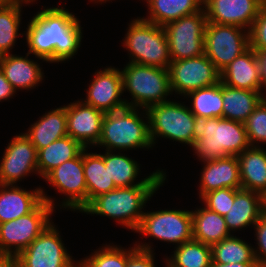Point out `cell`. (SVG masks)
<instances>
[{
	"mask_svg": "<svg viewBox=\"0 0 266 267\" xmlns=\"http://www.w3.org/2000/svg\"><path fill=\"white\" fill-rule=\"evenodd\" d=\"M41 8L44 9L29 20L24 33L28 52L46 63L71 60L81 47L80 21L63 6Z\"/></svg>",
	"mask_w": 266,
	"mask_h": 267,
	"instance_id": "6da1fadb",
	"label": "cell"
},
{
	"mask_svg": "<svg viewBox=\"0 0 266 267\" xmlns=\"http://www.w3.org/2000/svg\"><path fill=\"white\" fill-rule=\"evenodd\" d=\"M201 162L237 156L250 147L245 124L227 118L195 116L193 144Z\"/></svg>",
	"mask_w": 266,
	"mask_h": 267,
	"instance_id": "7a4b0ae2",
	"label": "cell"
},
{
	"mask_svg": "<svg viewBox=\"0 0 266 267\" xmlns=\"http://www.w3.org/2000/svg\"><path fill=\"white\" fill-rule=\"evenodd\" d=\"M163 185H136L116 188L95 197L82 211L114 219L135 232L140 225L146 203Z\"/></svg>",
	"mask_w": 266,
	"mask_h": 267,
	"instance_id": "3957f363",
	"label": "cell"
},
{
	"mask_svg": "<svg viewBox=\"0 0 266 267\" xmlns=\"http://www.w3.org/2000/svg\"><path fill=\"white\" fill-rule=\"evenodd\" d=\"M95 147L117 152L152 148L146 109L126 106L105 113L101 137Z\"/></svg>",
	"mask_w": 266,
	"mask_h": 267,
	"instance_id": "277c9868",
	"label": "cell"
},
{
	"mask_svg": "<svg viewBox=\"0 0 266 267\" xmlns=\"http://www.w3.org/2000/svg\"><path fill=\"white\" fill-rule=\"evenodd\" d=\"M128 25L122 44L129 53V62L168 69L171 57L164 27L141 17L133 19Z\"/></svg>",
	"mask_w": 266,
	"mask_h": 267,
	"instance_id": "5b68a950",
	"label": "cell"
},
{
	"mask_svg": "<svg viewBox=\"0 0 266 267\" xmlns=\"http://www.w3.org/2000/svg\"><path fill=\"white\" fill-rule=\"evenodd\" d=\"M123 92L128 91L131 101L128 107L147 109L167 100L172 95L169 70L153 66H144L128 62L121 70Z\"/></svg>",
	"mask_w": 266,
	"mask_h": 267,
	"instance_id": "8992f818",
	"label": "cell"
},
{
	"mask_svg": "<svg viewBox=\"0 0 266 267\" xmlns=\"http://www.w3.org/2000/svg\"><path fill=\"white\" fill-rule=\"evenodd\" d=\"M173 101L154 104L146 109L149 119V132L152 145L157 138H165L191 146L195 115L188 105Z\"/></svg>",
	"mask_w": 266,
	"mask_h": 267,
	"instance_id": "52a82bcc",
	"label": "cell"
},
{
	"mask_svg": "<svg viewBox=\"0 0 266 267\" xmlns=\"http://www.w3.org/2000/svg\"><path fill=\"white\" fill-rule=\"evenodd\" d=\"M55 210L42 201L31 213L0 224V254L17 256L52 222Z\"/></svg>",
	"mask_w": 266,
	"mask_h": 267,
	"instance_id": "ba28073f",
	"label": "cell"
},
{
	"mask_svg": "<svg viewBox=\"0 0 266 267\" xmlns=\"http://www.w3.org/2000/svg\"><path fill=\"white\" fill-rule=\"evenodd\" d=\"M135 232L180 246L193 239L191 210L160 209L144 212Z\"/></svg>",
	"mask_w": 266,
	"mask_h": 267,
	"instance_id": "9c48e42d",
	"label": "cell"
},
{
	"mask_svg": "<svg viewBox=\"0 0 266 267\" xmlns=\"http://www.w3.org/2000/svg\"><path fill=\"white\" fill-rule=\"evenodd\" d=\"M250 48L249 31L236 26L207 22L204 54L221 72L236 57Z\"/></svg>",
	"mask_w": 266,
	"mask_h": 267,
	"instance_id": "30bf717a",
	"label": "cell"
},
{
	"mask_svg": "<svg viewBox=\"0 0 266 267\" xmlns=\"http://www.w3.org/2000/svg\"><path fill=\"white\" fill-rule=\"evenodd\" d=\"M204 8L183 16L164 26L171 61L193 58L204 54V36L207 25Z\"/></svg>",
	"mask_w": 266,
	"mask_h": 267,
	"instance_id": "8fae6325",
	"label": "cell"
},
{
	"mask_svg": "<svg viewBox=\"0 0 266 267\" xmlns=\"http://www.w3.org/2000/svg\"><path fill=\"white\" fill-rule=\"evenodd\" d=\"M57 228L52 221L21 251L16 256L18 267H77V261L69 254Z\"/></svg>",
	"mask_w": 266,
	"mask_h": 267,
	"instance_id": "7c38bea8",
	"label": "cell"
},
{
	"mask_svg": "<svg viewBox=\"0 0 266 267\" xmlns=\"http://www.w3.org/2000/svg\"><path fill=\"white\" fill-rule=\"evenodd\" d=\"M168 70L172 93L183 97L192 91L220 82V71L205 54L171 61Z\"/></svg>",
	"mask_w": 266,
	"mask_h": 267,
	"instance_id": "4fadbf2b",
	"label": "cell"
},
{
	"mask_svg": "<svg viewBox=\"0 0 266 267\" xmlns=\"http://www.w3.org/2000/svg\"><path fill=\"white\" fill-rule=\"evenodd\" d=\"M65 199L59 202L60 209L81 212L87 206V186L83 169V151L74 159L51 170L44 178ZM62 207V208H61Z\"/></svg>",
	"mask_w": 266,
	"mask_h": 267,
	"instance_id": "5bb4252c",
	"label": "cell"
},
{
	"mask_svg": "<svg viewBox=\"0 0 266 267\" xmlns=\"http://www.w3.org/2000/svg\"><path fill=\"white\" fill-rule=\"evenodd\" d=\"M0 161V184L17 185L31 173L38 175L37 149L24 133L12 138Z\"/></svg>",
	"mask_w": 266,
	"mask_h": 267,
	"instance_id": "9a60e30c",
	"label": "cell"
},
{
	"mask_svg": "<svg viewBox=\"0 0 266 267\" xmlns=\"http://www.w3.org/2000/svg\"><path fill=\"white\" fill-rule=\"evenodd\" d=\"M87 89L86 98L80 100L104 113L115 112L127 106V99L121 97L124 92L119 68L110 66L97 70Z\"/></svg>",
	"mask_w": 266,
	"mask_h": 267,
	"instance_id": "2e32d148",
	"label": "cell"
},
{
	"mask_svg": "<svg viewBox=\"0 0 266 267\" xmlns=\"http://www.w3.org/2000/svg\"><path fill=\"white\" fill-rule=\"evenodd\" d=\"M105 113L81 100L66 105L67 135L84 148L95 147L101 137Z\"/></svg>",
	"mask_w": 266,
	"mask_h": 267,
	"instance_id": "e0dca14e",
	"label": "cell"
},
{
	"mask_svg": "<svg viewBox=\"0 0 266 267\" xmlns=\"http://www.w3.org/2000/svg\"><path fill=\"white\" fill-rule=\"evenodd\" d=\"M264 0H204L207 21L236 25L248 31L258 17Z\"/></svg>",
	"mask_w": 266,
	"mask_h": 267,
	"instance_id": "ac0fdd59",
	"label": "cell"
},
{
	"mask_svg": "<svg viewBox=\"0 0 266 267\" xmlns=\"http://www.w3.org/2000/svg\"><path fill=\"white\" fill-rule=\"evenodd\" d=\"M43 200L56 211L58 202L42 187L29 191L18 185L0 184V224L31 213Z\"/></svg>",
	"mask_w": 266,
	"mask_h": 267,
	"instance_id": "d6986e66",
	"label": "cell"
},
{
	"mask_svg": "<svg viewBox=\"0 0 266 267\" xmlns=\"http://www.w3.org/2000/svg\"><path fill=\"white\" fill-rule=\"evenodd\" d=\"M100 153L104 158L105 167H108V174L115 184L116 188L130 187L136 185H163L166 181V172L162 170H155L149 176L138 180L140 165L127 154L121 151H104ZM138 180V182L136 181Z\"/></svg>",
	"mask_w": 266,
	"mask_h": 267,
	"instance_id": "ffe728a7",
	"label": "cell"
},
{
	"mask_svg": "<svg viewBox=\"0 0 266 267\" xmlns=\"http://www.w3.org/2000/svg\"><path fill=\"white\" fill-rule=\"evenodd\" d=\"M199 179V199L206 193L222 188L241 189L240 170L237 156L227 155L203 162Z\"/></svg>",
	"mask_w": 266,
	"mask_h": 267,
	"instance_id": "44dd1931",
	"label": "cell"
},
{
	"mask_svg": "<svg viewBox=\"0 0 266 267\" xmlns=\"http://www.w3.org/2000/svg\"><path fill=\"white\" fill-rule=\"evenodd\" d=\"M220 81L230 87L261 91L260 64L251 47L220 72Z\"/></svg>",
	"mask_w": 266,
	"mask_h": 267,
	"instance_id": "7402d4cb",
	"label": "cell"
},
{
	"mask_svg": "<svg viewBox=\"0 0 266 267\" xmlns=\"http://www.w3.org/2000/svg\"><path fill=\"white\" fill-rule=\"evenodd\" d=\"M29 55L27 52L26 56L9 54L0 57V69L16 91L34 89L45 77L38 61L34 62Z\"/></svg>",
	"mask_w": 266,
	"mask_h": 267,
	"instance_id": "603a6c76",
	"label": "cell"
},
{
	"mask_svg": "<svg viewBox=\"0 0 266 267\" xmlns=\"http://www.w3.org/2000/svg\"><path fill=\"white\" fill-rule=\"evenodd\" d=\"M264 212V197L261 194L245 189H235L233 205L224 216L226 226L230 233L250 226L253 228Z\"/></svg>",
	"mask_w": 266,
	"mask_h": 267,
	"instance_id": "cb8c5ba5",
	"label": "cell"
},
{
	"mask_svg": "<svg viewBox=\"0 0 266 267\" xmlns=\"http://www.w3.org/2000/svg\"><path fill=\"white\" fill-rule=\"evenodd\" d=\"M24 132L37 151L67 136L66 105L45 112Z\"/></svg>",
	"mask_w": 266,
	"mask_h": 267,
	"instance_id": "d4e9b609",
	"label": "cell"
},
{
	"mask_svg": "<svg viewBox=\"0 0 266 267\" xmlns=\"http://www.w3.org/2000/svg\"><path fill=\"white\" fill-rule=\"evenodd\" d=\"M240 170L241 189L266 195V149L253 147L237 155Z\"/></svg>",
	"mask_w": 266,
	"mask_h": 267,
	"instance_id": "484cf974",
	"label": "cell"
},
{
	"mask_svg": "<svg viewBox=\"0 0 266 267\" xmlns=\"http://www.w3.org/2000/svg\"><path fill=\"white\" fill-rule=\"evenodd\" d=\"M265 97L262 91L233 88L222 83L223 118L245 123Z\"/></svg>",
	"mask_w": 266,
	"mask_h": 267,
	"instance_id": "4316f807",
	"label": "cell"
},
{
	"mask_svg": "<svg viewBox=\"0 0 266 267\" xmlns=\"http://www.w3.org/2000/svg\"><path fill=\"white\" fill-rule=\"evenodd\" d=\"M193 239L212 246L232 235L225 218L202 205L192 210Z\"/></svg>",
	"mask_w": 266,
	"mask_h": 267,
	"instance_id": "83f0119b",
	"label": "cell"
},
{
	"mask_svg": "<svg viewBox=\"0 0 266 267\" xmlns=\"http://www.w3.org/2000/svg\"><path fill=\"white\" fill-rule=\"evenodd\" d=\"M148 6V16L142 19L164 27L183 16L203 9L204 0H144Z\"/></svg>",
	"mask_w": 266,
	"mask_h": 267,
	"instance_id": "f1b7e54d",
	"label": "cell"
},
{
	"mask_svg": "<svg viewBox=\"0 0 266 267\" xmlns=\"http://www.w3.org/2000/svg\"><path fill=\"white\" fill-rule=\"evenodd\" d=\"M85 148L70 136L58 139L37 151L38 176L43 179L62 163L76 158Z\"/></svg>",
	"mask_w": 266,
	"mask_h": 267,
	"instance_id": "f546056e",
	"label": "cell"
},
{
	"mask_svg": "<svg viewBox=\"0 0 266 267\" xmlns=\"http://www.w3.org/2000/svg\"><path fill=\"white\" fill-rule=\"evenodd\" d=\"M83 150V169L87 186V205L97 196L116 189L105 167L104 158L99 153Z\"/></svg>",
	"mask_w": 266,
	"mask_h": 267,
	"instance_id": "4dcf8cb0",
	"label": "cell"
},
{
	"mask_svg": "<svg viewBox=\"0 0 266 267\" xmlns=\"http://www.w3.org/2000/svg\"><path fill=\"white\" fill-rule=\"evenodd\" d=\"M173 254L165 258V267H211V246L194 239L174 248Z\"/></svg>",
	"mask_w": 266,
	"mask_h": 267,
	"instance_id": "1f68e13d",
	"label": "cell"
},
{
	"mask_svg": "<svg viewBox=\"0 0 266 267\" xmlns=\"http://www.w3.org/2000/svg\"><path fill=\"white\" fill-rule=\"evenodd\" d=\"M184 98L192 102L190 111L195 116L206 118H223L222 82L215 85L197 89L188 93Z\"/></svg>",
	"mask_w": 266,
	"mask_h": 267,
	"instance_id": "d6a6232c",
	"label": "cell"
},
{
	"mask_svg": "<svg viewBox=\"0 0 266 267\" xmlns=\"http://www.w3.org/2000/svg\"><path fill=\"white\" fill-rule=\"evenodd\" d=\"M211 250L212 263H257L253 246L234 234L212 245Z\"/></svg>",
	"mask_w": 266,
	"mask_h": 267,
	"instance_id": "836d02e7",
	"label": "cell"
},
{
	"mask_svg": "<svg viewBox=\"0 0 266 267\" xmlns=\"http://www.w3.org/2000/svg\"><path fill=\"white\" fill-rule=\"evenodd\" d=\"M25 3L11 2L10 4L0 7V57L11 54L20 33V24H22V6Z\"/></svg>",
	"mask_w": 266,
	"mask_h": 267,
	"instance_id": "e575fe53",
	"label": "cell"
},
{
	"mask_svg": "<svg viewBox=\"0 0 266 267\" xmlns=\"http://www.w3.org/2000/svg\"><path fill=\"white\" fill-rule=\"evenodd\" d=\"M136 249L135 245L126 249L105 244L84 259L77 260V267H127L128 258Z\"/></svg>",
	"mask_w": 266,
	"mask_h": 267,
	"instance_id": "d590c367",
	"label": "cell"
},
{
	"mask_svg": "<svg viewBox=\"0 0 266 267\" xmlns=\"http://www.w3.org/2000/svg\"><path fill=\"white\" fill-rule=\"evenodd\" d=\"M244 124L250 146L260 147V144H266V97Z\"/></svg>",
	"mask_w": 266,
	"mask_h": 267,
	"instance_id": "8d00e7d4",
	"label": "cell"
},
{
	"mask_svg": "<svg viewBox=\"0 0 266 267\" xmlns=\"http://www.w3.org/2000/svg\"><path fill=\"white\" fill-rule=\"evenodd\" d=\"M234 198L235 189L222 188L206 193L201 198V202L209 210L224 217L229 212V208L232 207Z\"/></svg>",
	"mask_w": 266,
	"mask_h": 267,
	"instance_id": "74e56055",
	"label": "cell"
},
{
	"mask_svg": "<svg viewBox=\"0 0 266 267\" xmlns=\"http://www.w3.org/2000/svg\"><path fill=\"white\" fill-rule=\"evenodd\" d=\"M134 245L137 249L129 256L127 267H155L153 245H150V242H135Z\"/></svg>",
	"mask_w": 266,
	"mask_h": 267,
	"instance_id": "f35d334b",
	"label": "cell"
},
{
	"mask_svg": "<svg viewBox=\"0 0 266 267\" xmlns=\"http://www.w3.org/2000/svg\"><path fill=\"white\" fill-rule=\"evenodd\" d=\"M255 240L257 247H253L255 259L259 267H266V212H264L259 220L254 224Z\"/></svg>",
	"mask_w": 266,
	"mask_h": 267,
	"instance_id": "ab89813d",
	"label": "cell"
},
{
	"mask_svg": "<svg viewBox=\"0 0 266 267\" xmlns=\"http://www.w3.org/2000/svg\"><path fill=\"white\" fill-rule=\"evenodd\" d=\"M16 90L6 79L4 73L0 69V102L9 101L14 96Z\"/></svg>",
	"mask_w": 266,
	"mask_h": 267,
	"instance_id": "60d3db41",
	"label": "cell"
},
{
	"mask_svg": "<svg viewBox=\"0 0 266 267\" xmlns=\"http://www.w3.org/2000/svg\"><path fill=\"white\" fill-rule=\"evenodd\" d=\"M256 55L258 57V61L260 64L261 91H262V94H264L263 91L266 90V50L256 51Z\"/></svg>",
	"mask_w": 266,
	"mask_h": 267,
	"instance_id": "b9f144b4",
	"label": "cell"
},
{
	"mask_svg": "<svg viewBox=\"0 0 266 267\" xmlns=\"http://www.w3.org/2000/svg\"><path fill=\"white\" fill-rule=\"evenodd\" d=\"M0 267H18L16 256L0 254Z\"/></svg>",
	"mask_w": 266,
	"mask_h": 267,
	"instance_id": "7bdbcfd3",
	"label": "cell"
},
{
	"mask_svg": "<svg viewBox=\"0 0 266 267\" xmlns=\"http://www.w3.org/2000/svg\"><path fill=\"white\" fill-rule=\"evenodd\" d=\"M211 267H259V265L258 263H234V264L212 263Z\"/></svg>",
	"mask_w": 266,
	"mask_h": 267,
	"instance_id": "ee69618b",
	"label": "cell"
},
{
	"mask_svg": "<svg viewBox=\"0 0 266 267\" xmlns=\"http://www.w3.org/2000/svg\"><path fill=\"white\" fill-rule=\"evenodd\" d=\"M12 2H22V3H25V4H28L30 5L31 3H35L37 0H11Z\"/></svg>",
	"mask_w": 266,
	"mask_h": 267,
	"instance_id": "f6af8a7d",
	"label": "cell"
},
{
	"mask_svg": "<svg viewBox=\"0 0 266 267\" xmlns=\"http://www.w3.org/2000/svg\"><path fill=\"white\" fill-rule=\"evenodd\" d=\"M11 2H12L11 0H0V7H4L10 4Z\"/></svg>",
	"mask_w": 266,
	"mask_h": 267,
	"instance_id": "bcb514c9",
	"label": "cell"
},
{
	"mask_svg": "<svg viewBox=\"0 0 266 267\" xmlns=\"http://www.w3.org/2000/svg\"><path fill=\"white\" fill-rule=\"evenodd\" d=\"M95 2V3H97V4H103V3H106L107 1L109 2V1H111V0H91L90 2ZM113 1V0H112ZM99 2V3H98Z\"/></svg>",
	"mask_w": 266,
	"mask_h": 267,
	"instance_id": "7dc6e473",
	"label": "cell"
},
{
	"mask_svg": "<svg viewBox=\"0 0 266 267\" xmlns=\"http://www.w3.org/2000/svg\"><path fill=\"white\" fill-rule=\"evenodd\" d=\"M264 210L266 212V195L264 196Z\"/></svg>",
	"mask_w": 266,
	"mask_h": 267,
	"instance_id": "c3c4849f",
	"label": "cell"
}]
</instances>
